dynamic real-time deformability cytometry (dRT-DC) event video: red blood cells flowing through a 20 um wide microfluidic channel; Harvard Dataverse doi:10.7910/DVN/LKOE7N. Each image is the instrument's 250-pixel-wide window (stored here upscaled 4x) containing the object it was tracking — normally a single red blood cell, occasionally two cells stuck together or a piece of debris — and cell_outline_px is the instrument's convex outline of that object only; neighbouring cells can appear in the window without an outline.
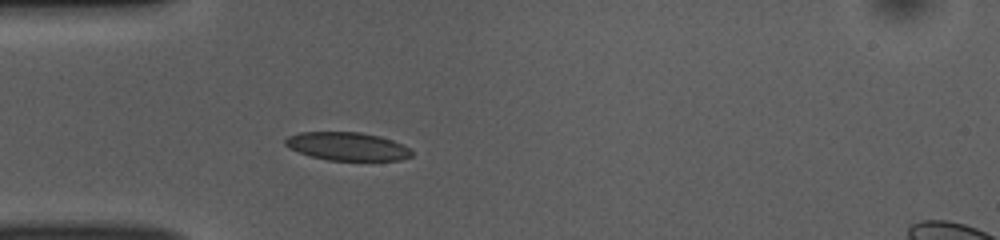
{"species": "common noctule bat (a hibernating species)", "species_latin": "Nyctalus noctula", "temperature_condition": "room temperature", "stored_images_in_passage": 48, "camera_frame_rate_fps": 3000, "um_per_image_px": 0.085, "animal": {"sex": "female", "body_mass_g": 10.0, "forearm_length_mm": 53.1}, "frame": {"image": 1, "passage_image": 11, "time_ms": 3.333, "image_size_px": [1000, 240], "cell_outline_px": [[412, 156], [400, 160], [328, 160], [312, 156], [288, 148], [284, 144], [284, 140], [288, 136], [300, 132], [360, 132], [380, 136], [404, 144], [412, 152]], "centroid_in_image_um": [29.52, 12.43], "position_along_channel_um": 55.5, "area_um2": 20.75}}
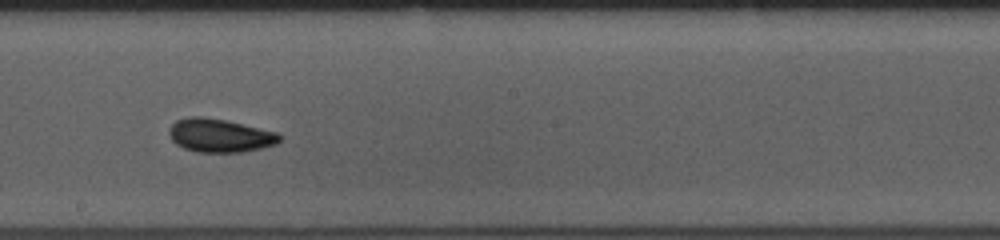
{"frame": {"image": 2, "passage_image": 25, "time_ms": 8.0, "image_size_px": [1000, 240], "cell_outline_px": [[280, 140], [276, 144], [244, 152], [196, 152], [184, 148], [176, 144], [172, 140], [168, 132], [168, 128], [176, 120], [192, 116], [204, 116], [224, 120], [276, 132], [280, 136]], "centroid_in_image_um": [18.64, 11.52], "position_along_channel_um": 229.6, "area_um2": 21.39}}
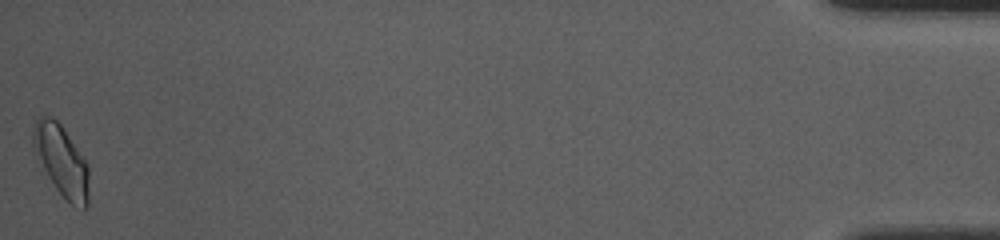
{"frame": {"image": 3, "passage_image": 48, "time_ms": 15.667, "image_size_px": [1000, 240], "cell_outline_px": [[88, 204], [84, 208], [72, 204], [56, 188], [32, 152], [32, 132], [36, 120], [40, 116], [48, 116], [56, 120], [64, 128], [88, 164]], "centroid_in_image_um": [5.19, 13.61], "position_along_channel_um": 430.0, "area_um2": 22.89}, "authors_computed_cell_mechanics": {"area_um2": 20.6635, "velocity_mm_per_s": 3.8359, "shape_relaxation_time_tau1_ms": 4.4373, "shape_relaxation_time_tau2_ms": 2.685, "deformation_change_tau1": 0.1097, "deformation_change_tau2": 0.0643}}